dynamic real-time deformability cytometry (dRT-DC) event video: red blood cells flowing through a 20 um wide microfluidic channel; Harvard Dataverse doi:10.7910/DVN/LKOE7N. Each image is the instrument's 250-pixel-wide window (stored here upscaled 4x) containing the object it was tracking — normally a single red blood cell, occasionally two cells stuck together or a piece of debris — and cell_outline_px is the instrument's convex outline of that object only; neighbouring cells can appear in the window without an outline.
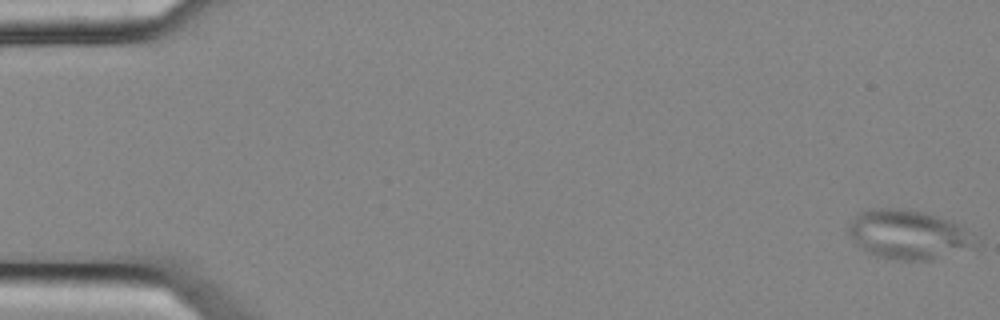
{"species": "common noctule bat (a hibernating species)", "species_latin": "Nyctalus noctula", "temperature_condition": "cold", "stored_images_in_passage": 15, "camera_frame_rate_fps": 3000, "um_per_image_px": 0.085, "animal": {"sex": "female", "body_mass_g": 25.1}, "frame": {"image": 1, "passage_image": 1, "time_ms": 0.0, "image_size_px": [1000, 320], "cell_outline_px": [[980, 244], [976, 248], [932, 260], [896, 260], [876, 256], [868, 252], [856, 244], [844, 232], [844, 228], [860, 212], [872, 208], [900, 208], [924, 212], [960, 224], [980, 232]], "centroid_in_image_um": [77.32, 19.95], "position_along_channel_um": 7.7, "area_um2": 37.8}}